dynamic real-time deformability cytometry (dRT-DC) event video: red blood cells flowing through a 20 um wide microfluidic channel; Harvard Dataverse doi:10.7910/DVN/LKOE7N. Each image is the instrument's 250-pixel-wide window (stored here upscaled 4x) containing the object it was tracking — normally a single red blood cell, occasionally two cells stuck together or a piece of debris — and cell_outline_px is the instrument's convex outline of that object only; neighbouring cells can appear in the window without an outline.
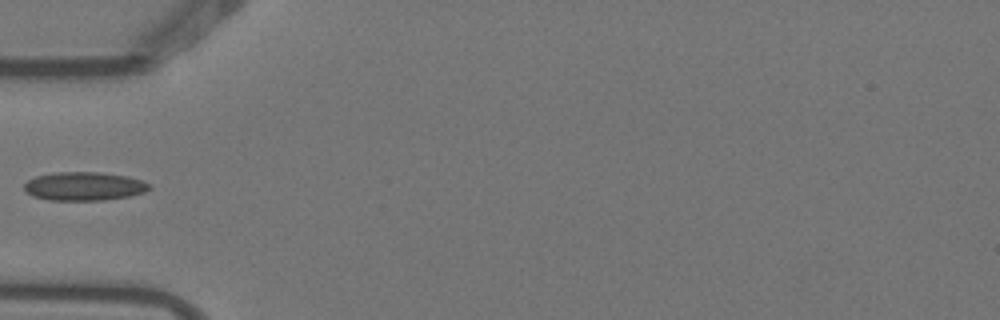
{"species": "Egyptian fruit bat (a non-hibernating species)", "species_latin": "Rousettus aegyptiacus", "temperature_condition": "warm", "stored_images_in_passage": 4, "camera_frame_rate_fps": 3000, "um_per_image_px": 0.085, "animal": {"sex": "female"}, "frame": {"image": 1, "passage_image": 4, "time_ms": 1.0, "image_size_px": [1000, 320], "cell_outline_px": [[152, 188], [144, 192], [128, 196], [104, 200], [48, 200], [32, 196], [24, 188], [24, 184], [28, 180], [36, 176], [52, 172], [100, 172], [128, 176], [152, 184]], "centroid_in_image_um": [7.16, 15.82], "position_along_channel_um": 77.8, "area_um2": 20.92}}